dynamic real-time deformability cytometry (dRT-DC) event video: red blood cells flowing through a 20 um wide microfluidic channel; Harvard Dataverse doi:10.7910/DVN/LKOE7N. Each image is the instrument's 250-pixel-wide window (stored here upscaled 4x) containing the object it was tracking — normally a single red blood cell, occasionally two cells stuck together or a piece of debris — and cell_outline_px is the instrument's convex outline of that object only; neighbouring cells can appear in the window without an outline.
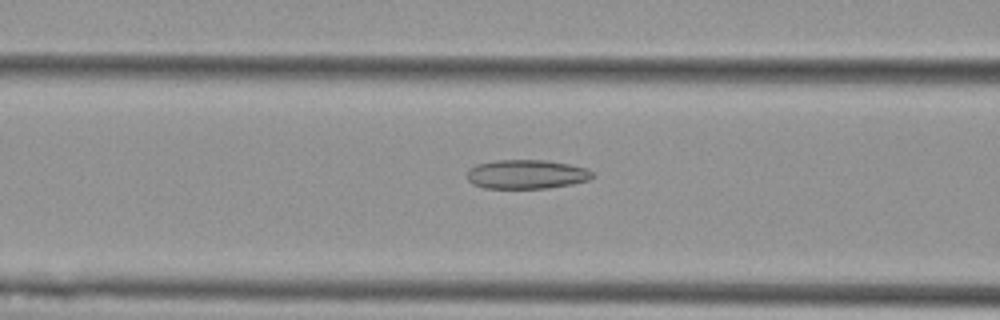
{"species": "Egyptian fruit bat (a non-hibernating species)", "species_latin": "Rousettus aegyptiacus", "temperature_condition": "cold", "stored_images_in_passage": 54, "camera_frame_rate_fps": 3000, "um_per_image_px": 0.085, "animal": {"sex": "female"}, "frame": {"image": 1, "passage_image": 21, "time_ms": 6.667, "image_size_px": [1000, 320], "cell_outline_px": [[596, 176], [588, 180], [572, 184], [548, 188], [484, 188], [472, 184], [468, 180], [468, 168], [476, 164], [496, 160], [544, 160], [568, 164], [588, 168]], "centroid_in_image_um": [44.76, 14.81], "position_along_channel_um": 121.8, "area_um2": 21.39}}
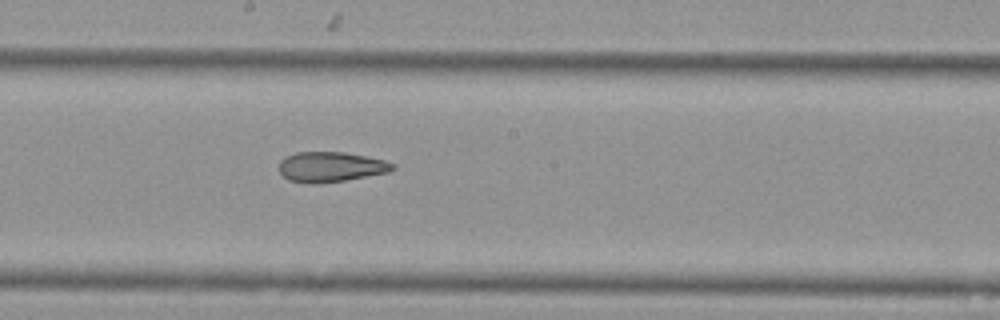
{"frame": {"image": 2, "passage_image": 29, "time_ms": 9.333, "image_size_px": [1000, 320], "cell_outline_px": [[396, 168], [388, 172], [344, 180], [316, 184], [312, 184], [288, 180], [280, 172], [280, 160], [284, 156], [296, 152], [344, 152], [384, 160], [396, 164]], "centroid_in_image_um": [28.1, 14.18], "position_along_channel_um": 220.1, "area_um2": 19.88}}
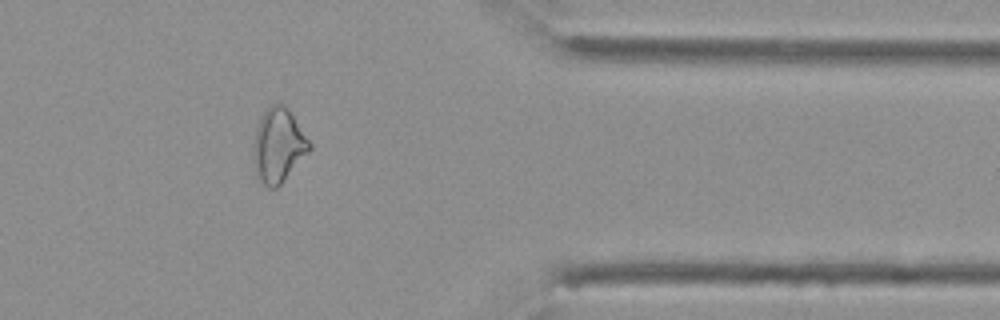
{"frame": {"image": 3, "passage_image": 44, "time_ms": 14.333, "image_size_px": [1000, 320], "cell_outline_px": [[312, 148], [280, 184], [276, 188], [268, 188], [256, 176], [252, 152], [252, 148], [256, 128], [260, 116], [276, 100], [280, 100], [288, 108], [312, 144]], "centroid_in_image_um": [23.64, 12.32], "position_along_channel_um": 387.8, "area_um2": 24.39}, "authors_computed_cell_mechanics": {"area_um2": 24.2182, "velocity_mm_per_s": 3.6966, "shape_relaxation_time_tau1_ms": null, "shape_relaxation_time_tau2_ms": 3.914, "deformation_change_tau1": null, "deformation_change_tau2": 0.1187}}